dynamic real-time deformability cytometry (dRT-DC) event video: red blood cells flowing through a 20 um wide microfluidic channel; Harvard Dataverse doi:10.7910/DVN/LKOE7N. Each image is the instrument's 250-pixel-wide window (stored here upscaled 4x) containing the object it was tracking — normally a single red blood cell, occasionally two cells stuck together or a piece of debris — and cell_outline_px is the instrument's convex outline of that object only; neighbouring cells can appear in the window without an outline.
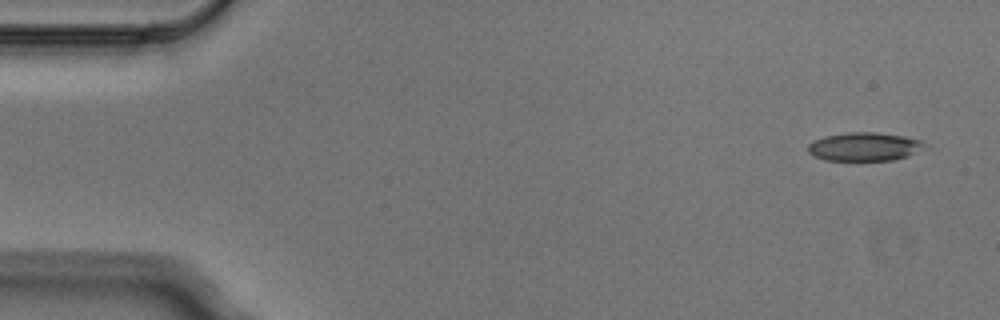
{"species": "Egyptian fruit bat (a non-hibernating species)", "species_latin": "Rousettus aegyptiacus", "temperature_condition": "cold", "stored_images_in_passage": 6, "camera_frame_rate_fps": 3000, "um_per_image_px": 0.085, "animal": {"sex": "male"}, "frame": {"image": 1, "passage_image": 1, "time_ms": 0.0, "image_size_px": [1000, 320], "cell_outline_px": [[928, 144], [908, 156], [892, 160], [824, 160], [808, 152], [808, 144], [824, 136], [848, 132], [876, 132], [904, 136], [920, 140]], "centroid_in_image_um": [73.47, 12.46], "position_along_channel_um": 11.5, "area_um2": 19.19}}
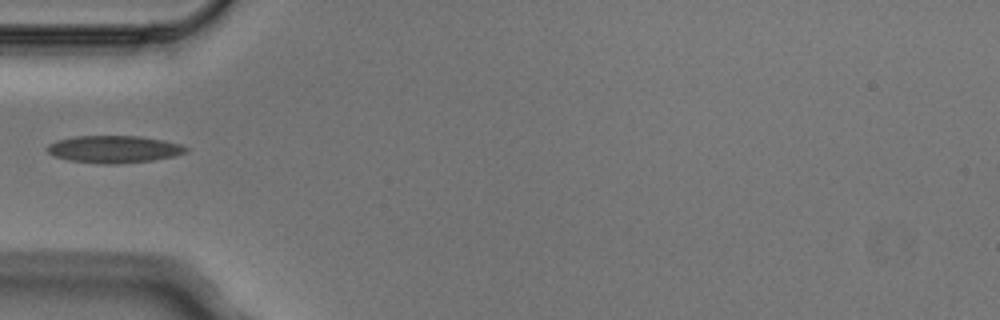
{"frame": {"image": 2, "passage_image": 5, "time_ms": 1.333, "image_size_px": [1000, 320], "cell_outline_px": [[188, 152], [172, 156], [152, 160], [120, 164], [100, 164], [68, 160], [52, 156], [44, 148], [48, 144], [56, 140], [76, 136], [140, 136], [164, 140], [180, 144], [188, 148]], "centroid_in_image_um": [9.64, 12.68], "position_along_channel_um": 75.4, "area_um2": 22.25}}
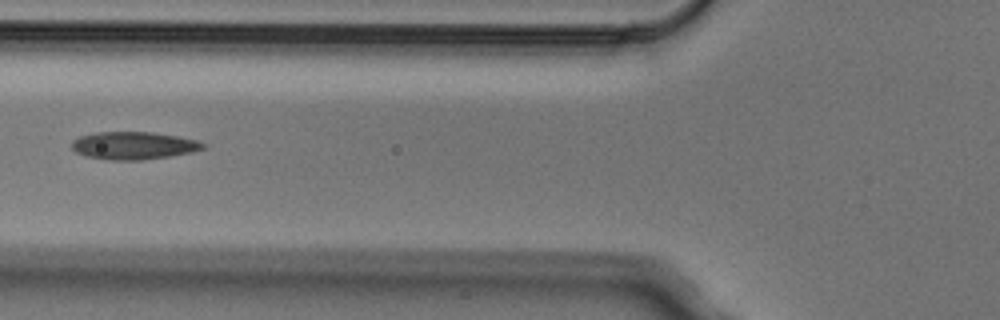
{"frame": {"image": 3, "passage_image": 6, "time_ms": 1.667, "image_size_px": [1000, 320], "cell_outline_px": [[208, 144], [204, 148], [192, 152], [168, 156], [140, 160], [108, 160], [84, 156], [76, 152], [72, 148], [72, 140], [80, 136], [96, 132], [152, 132], [176, 136], [196, 140]], "centroid_in_image_um": [11.33, 12.37], "position_along_channel_um": 114.5, "area_um2": 21.15}}